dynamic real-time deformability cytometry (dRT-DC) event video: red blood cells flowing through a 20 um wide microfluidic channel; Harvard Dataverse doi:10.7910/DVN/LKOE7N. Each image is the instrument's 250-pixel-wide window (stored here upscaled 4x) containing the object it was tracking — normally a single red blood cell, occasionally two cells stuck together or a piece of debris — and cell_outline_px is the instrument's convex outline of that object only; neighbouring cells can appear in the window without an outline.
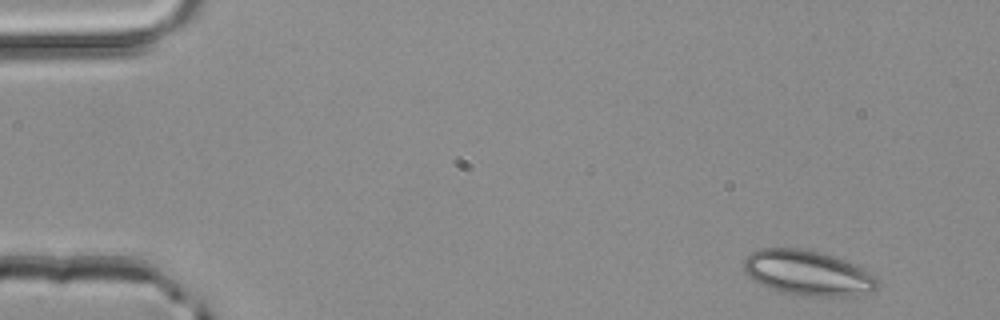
{"species": "common noctule bat (a hibernating species)", "species_latin": "Nyctalus noctula", "temperature_condition": "room temperature", "stored_images_in_passage": 2, "camera_frame_rate_fps": 3000, "um_per_image_px": 0.085, "animal": {"sex": "male", "body_mass_g": 20.4}, "frame": {"image": 1, "passage_image": 1, "time_ms": 0.0, "image_size_px": [1000, 320], "cell_outline_px": [[876, 288], [872, 292], [844, 296], [808, 296], [780, 292], [752, 280], [748, 276], [744, 268], [744, 260], [752, 252], [760, 248], [800, 248], [820, 252], [832, 256], [860, 268], [876, 276]], "centroid_in_image_um": [68.61, 23.2], "position_along_channel_um": 16.4, "area_um2": 34.56}}